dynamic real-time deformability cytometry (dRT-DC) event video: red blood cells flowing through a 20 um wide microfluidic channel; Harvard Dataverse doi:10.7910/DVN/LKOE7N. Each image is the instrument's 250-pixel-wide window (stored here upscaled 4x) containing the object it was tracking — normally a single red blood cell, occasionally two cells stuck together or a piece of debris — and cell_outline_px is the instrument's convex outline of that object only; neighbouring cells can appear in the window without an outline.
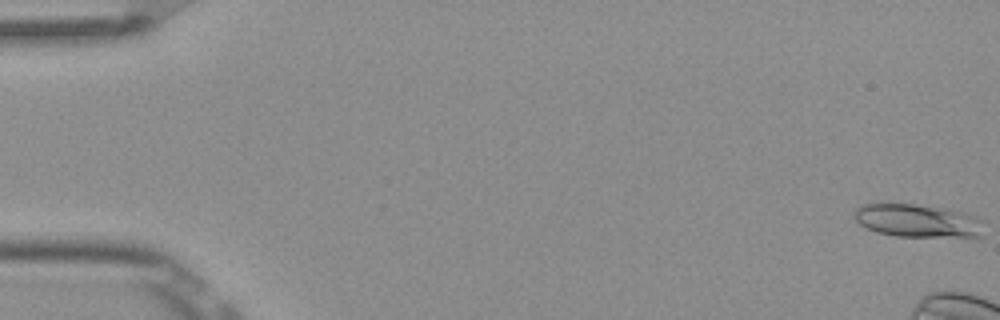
{"species": "Egyptian fruit bat (a non-hibernating species)", "species_latin": "Rousettus aegyptiacus", "temperature_condition": "room temperature", "stored_images_in_passage": 5, "camera_frame_rate_fps": 3000, "um_per_image_px": 0.085, "frame": {"image": 1, "passage_image": 1, "time_ms": 0.0, "image_size_px": [1000, 320], "cell_outline_px": [[980, 236], [896, 236], [876, 232], [860, 224], [852, 216], [852, 212], [856, 208], [864, 204], [880, 200], [916, 204], [948, 208], [964, 212], [976, 216], [980, 220]], "centroid_in_image_um": [77.85, 18.69], "position_along_channel_um": 7.2, "area_um2": 25.49}}